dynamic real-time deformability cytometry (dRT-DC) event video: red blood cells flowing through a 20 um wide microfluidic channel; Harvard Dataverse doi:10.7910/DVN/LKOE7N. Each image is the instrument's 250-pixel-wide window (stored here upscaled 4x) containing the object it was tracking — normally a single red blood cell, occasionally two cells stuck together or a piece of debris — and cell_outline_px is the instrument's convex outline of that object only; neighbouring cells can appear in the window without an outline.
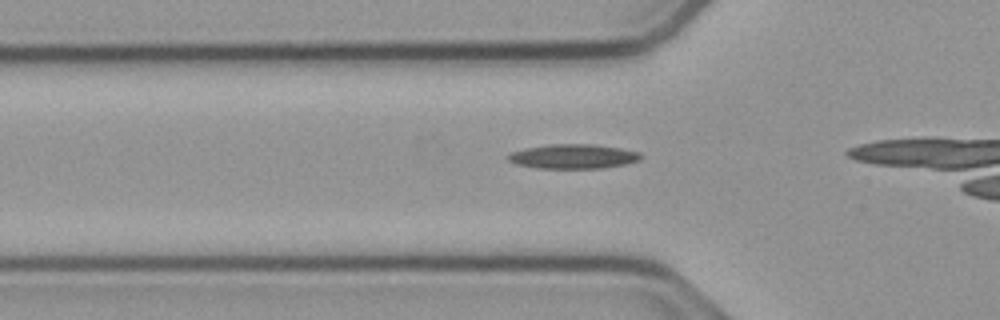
{"species": "common noctule bat (a hibernating species)", "species_latin": "Nyctalus noctula", "temperature_condition": "cold", "stored_images_in_passage": 13, "camera_frame_rate_fps": 3000, "um_per_image_px": 0.085, "animal": {"sex": "male", "body_mass_g": 23.1, "forearm_length_mm": 52.7}, "frame": {"image": 1, "passage_image": 8, "time_ms": 2.333, "image_size_px": [1000, 320], "cell_outline_px": [[644, 156], [640, 160], [624, 164], [604, 168], [536, 168], [516, 164], [508, 160], [508, 152], [524, 148], [548, 144], [592, 144], [620, 148], [640, 152]], "centroid_in_image_um": [48.71, 13.29], "position_along_channel_um": 77.1, "area_um2": 19.07}}
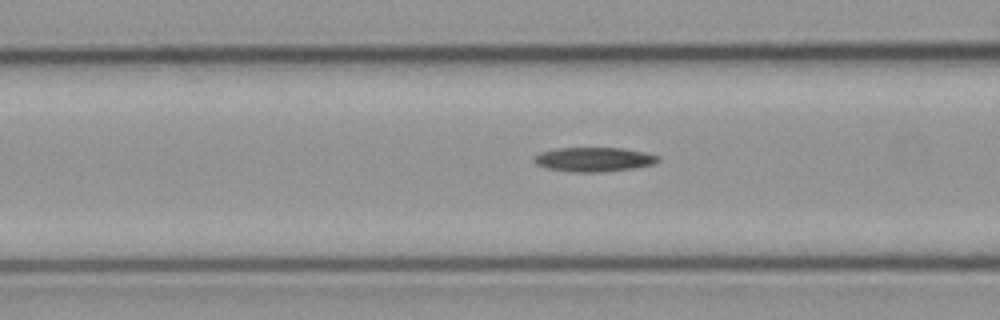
{"frame": {"image": 2, "passage_image": 11, "time_ms": 3.333, "image_size_px": [1000, 320], "cell_outline_px": [[660, 160], [652, 164], [636, 168], [600, 172], [572, 172], [548, 168], [536, 164], [532, 160], [540, 152], [556, 148], [620, 148], [644, 152], [660, 156]], "centroid_in_image_um": [50.48, 13.55], "position_along_channel_um": 116.1, "area_um2": 17.51}}